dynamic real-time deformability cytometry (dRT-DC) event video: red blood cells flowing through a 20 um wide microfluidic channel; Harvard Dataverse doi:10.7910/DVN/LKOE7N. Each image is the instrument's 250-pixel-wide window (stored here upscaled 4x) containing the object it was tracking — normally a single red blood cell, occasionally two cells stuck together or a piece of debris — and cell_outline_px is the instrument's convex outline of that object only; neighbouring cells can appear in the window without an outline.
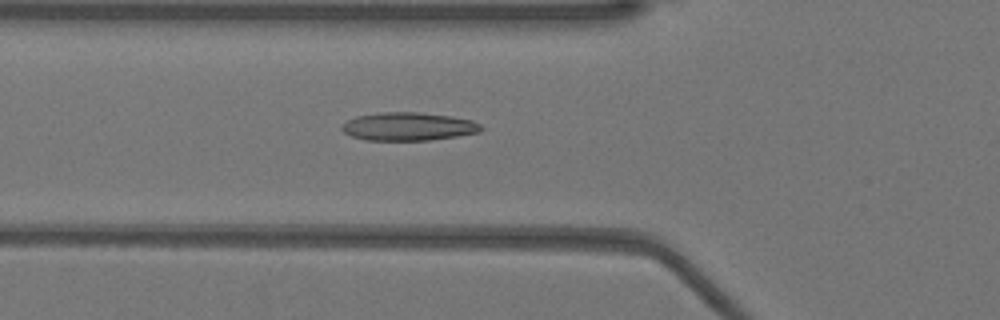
{"species": "Egyptian fruit bat (a non-hibernating species)", "species_latin": "Rousettus aegyptiacus", "temperature_condition": "warm", "stored_images_in_passage": 45, "camera_frame_rate_fps": 3000, "um_per_image_px": 0.085, "animal": {"sex": "female"}, "frame": {"image": 1, "passage_image": 12, "time_ms": 3.667, "image_size_px": [1000, 320], "cell_outline_px": [[484, 128], [480, 132], [456, 136], [428, 140], [364, 140], [352, 136], [344, 132], [340, 128], [348, 120], [356, 116], [380, 112], [416, 112], [452, 116], [472, 120], [480, 124]], "centroid_in_image_um": [34.72, 10.75], "position_along_channel_um": 91.1, "area_um2": 22.83}}
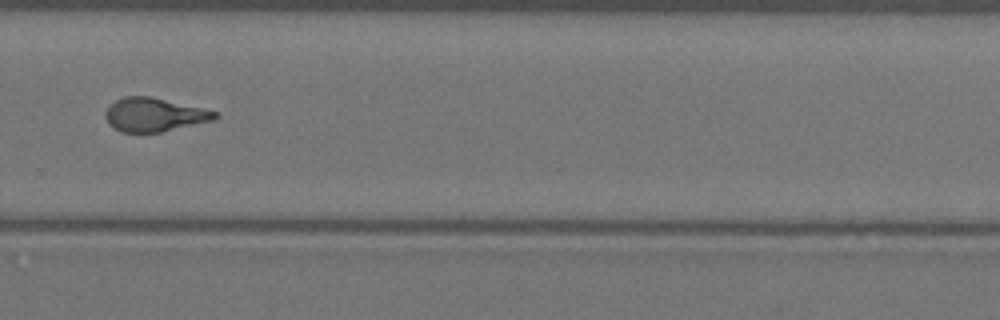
{"frame": {"image": 2, "passage_image": 29, "time_ms": 9.333, "image_size_px": [1000, 320], "cell_outline_px": [[220, 116], [216, 120], [160, 132], [120, 132], [108, 124], [104, 116], [104, 112], [116, 100], [124, 96], [148, 96], [200, 108], [216, 112]], "centroid_in_image_um": [13.09, 9.77], "position_along_channel_um": 316.7, "area_um2": 21.27}}
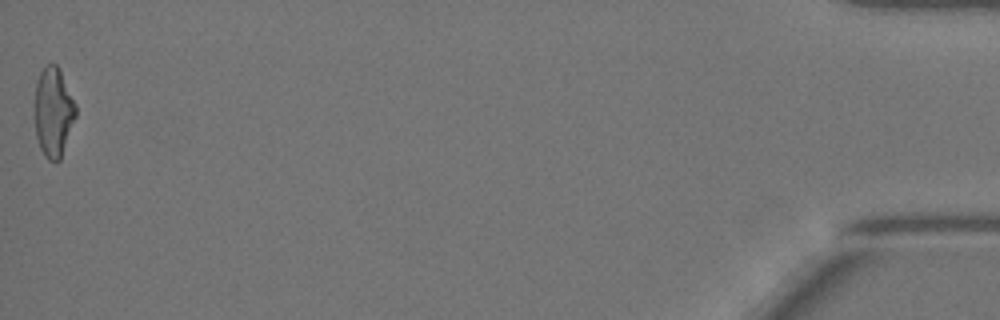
{"frame": {"image": 3, "passage_image": 45, "time_ms": 14.667, "image_size_px": [1000, 320], "cell_outline_px": [[76, 116], [60, 160], [48, 160], [44, 156], [40, 148], [36, 136], [32, 116], [36, 84], [40, 72], [48, 64], [56, 64], [60, 68], [76, 104]], "centroid_in_image_um": [4.51, 9.52], "position_along_channel_um": 430.7, "area_um2": 21.91}, "authors_computed_cell_mechanics": {"area_um2": 21.7906, "velocity_mm_per_s": 3.9774, "shape_relaxation_time_tau1_ms": 6.6855, "shape_relaxation_time_tau2_ms": 1.1813, "deformation_change_tau1": 0.2134, "deformation_change_tau2": 0.0956}}